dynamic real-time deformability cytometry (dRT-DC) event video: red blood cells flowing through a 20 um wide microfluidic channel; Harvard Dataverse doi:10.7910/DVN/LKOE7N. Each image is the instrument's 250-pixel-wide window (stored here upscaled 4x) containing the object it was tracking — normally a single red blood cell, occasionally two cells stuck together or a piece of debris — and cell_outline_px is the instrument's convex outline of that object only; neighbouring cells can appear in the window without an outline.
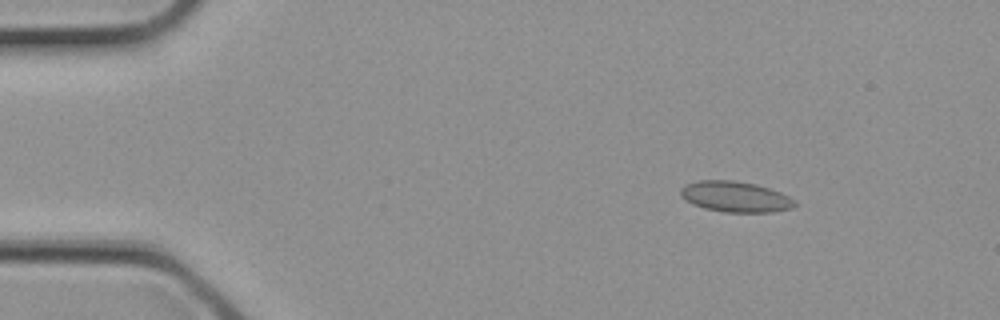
{"species": "common noctule bat (a hibernating species)", "species_latin": "Nyctalus noctula", "temperature_condition": "cold", "stored_images_in_passage": 3, "camera_frame_rate_fps": 3000, "um_per_image_px": 0.085, "animal": {"sex": "female", "body_mass_g": 21.9}, "frame": {"image": 1, "passage_image": 1, "time_ms": 0.0, "image_size_px": [1000, 320], "cell_outline_px": [[796, 204], [792, 208], [772, 212], [724, 212], [704, 208], [692, 204], [680, 196], [680, 188], [684, 184], [700, 180], [736, 180], [756, 184], [780, 192], [796, 200]], "centroid_in_image_um": [62.48, 16.71], "position_along_channel_um": 22.5, "area_um2": 20.58}}